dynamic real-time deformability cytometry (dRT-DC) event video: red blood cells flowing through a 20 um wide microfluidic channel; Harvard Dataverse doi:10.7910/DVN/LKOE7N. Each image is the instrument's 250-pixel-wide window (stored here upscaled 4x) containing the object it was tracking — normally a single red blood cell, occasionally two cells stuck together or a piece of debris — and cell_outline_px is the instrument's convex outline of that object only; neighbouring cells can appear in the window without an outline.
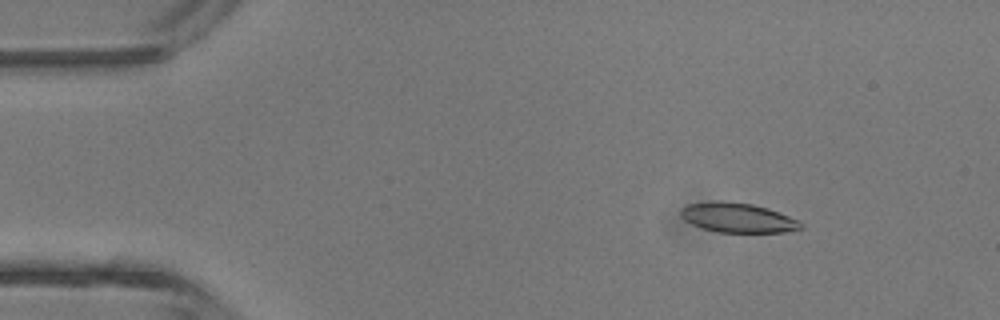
{"species": "common noctule bat (a hibernating species)", "species_latin": "Nyctalus noctula", "temperature_condition": "room temperature", "stored_images_in_passage": 3, "camera_frame_rate_fps": 3000, "um_per_image_px": 0.085, "animal": {"sex": "male", "body_mass_g": 13.3}, "frame": {"image": 1, "passage_image": 2, "time_ms": 1.0, "image_size_px": [1000, 320], "cell_outline_px": [[804, 228], [784, 232], [716, 232], [692, 224], [684, 220], [680, 216], [680, 208], [688, 204], [712, 200], [720, 200], [752, 204], [768, 208], [800, 220], [804, 224]], "centroid_in_image_um": [62.71, 18.49], "position_along_channel_um": 22.3, "area_um2": 20.98}}